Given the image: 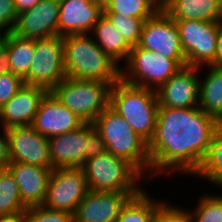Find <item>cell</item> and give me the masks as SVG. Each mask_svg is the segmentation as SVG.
Here are the masks:
<instances>
[{
    "label": "cell",
    "mask_w": 222,
    "mask_h": 222,
    "mask_svg": "<svg viewBox=\"0 0 222 222\" xmlns=\"http://www.w3.org/2000/svg\"><path fill=\"white\" fill-rule=\"evenodd\" d=\"M58 35L91 33L103 14V0H59Z\"/></svg>",
    "instance_id": "e0dca14e"
},
{
    "label": "cell",
    "mask_w": 222,
    "mask_h": 222,
    "mask_svg": "<svg viewBox=\"0 0 222 222\" xmlns=\"http://www.w3.org/2000/svg\"><path fill=\"white\" fill-rule=\"evenodd\" d=\"M0 222H26V211L2 214Z\"/></svg>",
    "instance_id": "74e56055"
},
{
    "label": "cell",
    "mask_w": 222,
    "mask_h": 222,
    "mask_svg": "<svg viewBox=\"0 0 222 222\" xmlns=\"http://www.w3.org/2000/svg\"><path fill=\"white\" fill-rule=\"evenodd\" d=\"M138 46L173 59L181 67L187 65L178 27L164 10L160 9L153 17L144 21Z\"/></svg>",
    "instance_id": "8fae6325"
},
{
    "label": "cell",
    "mask_w": 222,
    "mask_h": 222,
    "mask_svg": "<svg viewBox=\"0 0 222 222\" xmlns=\"http://www.w3.org/2000/svg\"><path fill=\"white\" fill-rule=\"evenodd\" d=\"M2 44L8 49L12 73L24 80L34 58L35 39L21 38L8 32Z\"/></svg>",
    "instance_id": "cb8c5ba5"
},
{
    "label": "cell",
    "mask_w": 222,
    "mask_h": 222,
    "mask_svg": "<svg viewBox=\"0 0 222 222\" xmlns=\"http://www.w3.org/2000/svg\"><path fill=\"white\" fill-rule=\"evenodd\" d=\"M2 132L0 133V170L6 169L7 165L11 162L9 156L8 137L5 129H2Z\"/></svg>",
    "instance_id": "d590c367"
},
{
    "label": "cell",
    "mask_w": 222,
    "mask_h": 222,
    "mask_svg": "<svg viewBox=\"0 0 222 222\" xmlns=\"http://www.w3.org/2000/svg\"><path fill=\"white\" fill-rule=\"evenodd\" d=\"M189 209L163 201L158 207L154 222H194Z\"/></svg>",
    "instance_id": "1f68e13d"
},
{
    "label": "cell",
    "mask_w": 222,
    "mask_h": 222,
    "mask_svg": "<svg viewBox=\"0 0 222 222\" xmlns=\"http://www.w3.org/2000/svg\"><path fill=\"white\" fill-rule=\"evenodd\" d=\"M19 187L7 169L0 170V215L26 211Z\"/></svg>",
    "instance_id": "83f0119b"
},
{
    "label": "cell",
    "mask_w": 222,
    "mask_h": 222,
    "mask_svg": "<svg viewBox=\"0 0 222 222\" xmlns=\"http://www.w3.org/2000/svg\"><path fill=\"white\" fill-rule=\"evenodd\" d=\"M65 78L63 37L35 39L34 58L24 83L51 91Z\"/></svg>",
    "instance_id": "9c48e42d"
},
{
    "label": "cell",
    "mask_w": 222,
    "mask_h": 222,
    "mask_svg": "<svg viewBox=\"0 0 222 222\" xmlns=\"http://www.w3.org/2000/svg\"><path fill=\"white\" fill-rule=\"evenodd\" d=\"M218 124L199 106L159 107L155 133L148 144L151 181L161 174L193 176L207 154Z\"/></svg>",
    "instance_id": "6da1fadb"
},
{
    "label": "cell",
    "mask_w": 222,
    "mask_h": 222,
    "mask_svg": "<svg viewBox=\"0 0 222 222\" xmlns=\"http://www.w3.org/2000/svg\"><path fill=\"white\" fill-rule=\"evenodd\" d=\"M205 193L199 197L194 210H191L194 222H222V195Z\"/></svg>",
    "instance_id": "f1b7e54d"
},
{
    "label": "cell",
    "mask_w": 222,
    "mask_h": 222,
    "mask_svg": "<svg viewBox=\"0 0 222 222\" xmlns=\"http://www.w3.org/2000/svg\"><path fill=\"white\" fill-rule=\"evenodd\" d=\"M24 80L14 73L0 75V108L24 85Z\"/></svg>",
    "instance_id": "d6a6232c"
},
{
    "label": "cell",
    "mask_w": 222,
    "mask_h": 222,
    "mask_svg": "<svg viewBox=\"0 0 222 222\" xmlns=\"http://www.w3.org/2000/svg\"><path fill=\"white\" fill-rule=\"evenodd\" d=\"M18 13L13 0H0V31L11 32L16 24Z\"/></svg>",
    "instance_id": "e575fe53"
},
{
    "label": "cell",
    "mask_w": 222,
    "mask_h": 222,
    "mask_svg": "<svg viewBox=\"0 0 222 222\" xmlns=\"http://www.w3.org/2000/svg\"><path fill=\"white\" fill-rule=\"evenodd\" d=\"M18 14L36 6L41 0H13Z\"/></svg>",
    "instance_id": "f35d334b"
},
{
    "label": "cell",
    "mask_w": 222,
    "mask_h": 222,
    "mask_svg": "<svg viewBox=\"0 0 222 222\" xmlns=\"http://www.w3.org/2000/svg\"><path fill=\"white\" fill-rule=\"evenodd\" d=\"M139 193L91 191L73 214V222H115L127 201Z\"/></svg>",
    "instance_id": "9a60e30c"
},
{
    "label": "cell",
    "mask_w": 222,
    "mask_h": 222,
    "mask_svg": "<svg viewBox=\"0 0 222 222\" xmlns=\"http://www.w3.org/2000/svg\"><path fill=\"white\" fill-rule=\"evenodd\" d=\"M198 67L184 66L156 90L159 107L191 108L199 106Z\"/></svg>",
    "instance_id": "4fadbf2b"
},
{
    "label": "cell",
    "mask_w": 222,
    "mask_h": 222,
    "mask_svg": "<svg viewBox=\"0 0 222 222\" xmlns=\"http://www.w3.org/2000/svg\"><path fill=\"white\" fill-rule=\"evenodd\" d=\"M222 21L175 20L188 66H215L217 34Z\"/></svg>",
    "instance_id": "ba28073f"
},
{
    "label": "cell",
    "mask_w": 222,
    "mask_h": 222,
    "mask_svg": "<svg viewBox=\"0 0 222 222\" xmlns=\"http://www.w3.org/2000/svg\"><path fill=\"white\" fill-rule=\"evenodd\" d=\"M93 125L106 143L108 152L131 163L144 177L146 176L143 178L145 181L151 180L148 143L120 114L108 105L93 121Z\"/></svg>",
    "instance_id": "3957f363"
},
{
    "label": "cell",
    "mask_w": 222,
    "mask_h": 222,
    "mask_svg": "<svg viewBox=\"0 0 222 222\" xmlns=\"http://www.w3.org/2000/svg\"><path fill=\"white\" fill-rule=\"evenodd\" d=\"M215 66L222 67V22L219 25L218 34H217Z\"/></svg>",
    "instance_id": "ab89813d"
},
{
    "label": "cell",
    "mask_w": 222,
    "mask_h": 222,
    "mask_svg": "<svg viewBox=\"0 0 222 222\" xmlns=\"http://www.w3.org/2000/svg\"><path fill=\"white\" fill-rule=\"evenodd\" d=\"M83 124L75 113L48 91L40 101L31 126L41 135L50 138L74 131Z\"/></svg>",
    "instance_id": "2e32d148"
},
{
    "label": "cell",
    "mask_w": 222,
    "mask_h": 222,
    "mask_svg": "<svg viewBox=\"0 0 222 222\" xmlns=\"http://www.w3.org/2000/svg\"><path fill=\"white\" fill-rule=\"evenodd\" d=\"M48 91L43 87L26 85L12 96L0 108L1 129L12 127L31 126L41 99Z\"/></svg>",
    "instance_id": "ac0fdd59"
},
{
    "label": "cell",
    "mask_w": 222,
    "mask_h": 222,
    "mask_svg": "<svg viewBox=\"0 0 222 222\" xmlns=\"http://www.w3.org/2000/svg\"><path fill=\"white\" fill-rule=\"evenodd\" d=\"M172 0H162L160 4V9L163 10Z\"/></svg>",
    "instance_id": "60d3db41"
},
{
    "label": "cell",
    "mask_w": 222,
    "mask_h": 222,
    "mask_svg": "<svg viewBox=\"0 0 222 222\" xmlns=\"http://www.w3.org/2000/svg\"><path fill=\"white\" fill-rule=\"evenodd\" d=\"M105 152H107V147L102 136L94 128L93 123H87V151L85 152V162Z\"/></svg>",
    "instance_id": "836d02e7"
},
{
    "label": "cell",
    "mask_w": 222,
    "mask_h": 222,
    "mask_svg": "<svg viewBox=\"0 0 222 222\" xmlns=\"http://www.w3.org/2000/svg\"><path fill=\"white\" fill-rule=\"evenodd\" d=\"M59 0H41L36 6L18 14L11 31L18 37L43 39L58 35Z\"/></svg>",
    "instance_id": "5bb4252c"
},
{
    "label": "cell",
    "mask_w": 222,
    "mask_h": 222,
    "mask_svg": "<svg viewBox=\"0 0 222 222\" xmlns=\"http://www.w3.org/2000/svg\"><path fill=\"white\" fill-rule=\"evenodd\" d=\"M5 32H1L0 31V46L2 45V43H3V39H4V36H5Z\"/></svg>",
    "instance_id": "b9f144b4"
},
{
    "label": "cell",
    "mask_w": 222,
    "mask_h": 222,
    "mask_svg": "<svg viewBox=\"0 0 222 222\" xmlns=\"http://www.w3.org/2000/svg\"><path fill=\"white\" fill-rule=\"evenodd\" d=\"M12 73L8 49L2 44L0 46V75Z\"/></svg>",
    "instance_id": "8d00e7d4"
},
{
    "label": "cell",
    "mask_w": 222,
    "mask_h": 222,
    "mask_svg": "<svg viewBox=\"0 0 222 222\" xmlns=\"http://www.w3.org/2000/svg\"><path fill=\"white\" fill-rule=\"evenodd\" d=\"M163 201L155 200L143 189L127 201L115 222H154L158 207Z\"/></svg>",
    "instance_id": "484cf974"
},
{
    "label": "cell",
    "mask_w": 222,
    "mask_h": 222,
    "mask_svg": "<svg viewBox=\"0 0 222 222\" xmlns=\"http://www.w3.org/2000/svg\"><path fill=\"white\" fill-rule=\"evenodd\" d=\"M163 10L173 20L222 21V0H172Z\"/></svg>",
    "instance_id": "44dd1931"
},
{
    "label": "cell",
    "mask_w": 222,
    "mask_h": 222,
    "mask_svg": "<svg viewBox=\"0 0 222 222\" xmlns=\"http://www.w3.org/2000/svg\"><path fill=\"white\" fill-rule=\"evenodd\" d=\"M66 77L99 80L111 86L120 79L121 66L106 54L90 33L63 37Z\"/></svg>",
    "instance_id": "7a4b0ae2"
},
{
    "label": "cell",
    "mask_w": 222,
    "mask_h": 222,
    "mask_svg": "<svg viewBox=\"0 0 222 222\" xmlns=\"http://www.w3.org/2000/svg\"><path fill=\"white\" fill-rule=\"evenodd\" d=\"M90 34L96 44L122 67L121 62L128 59L132 46L104 14L99 17Z\"/></svg>",
    "instance_id": "7402d4cb"
},
{
    "label": "cell",
    "mask_w": 222,
    "mask_h": 222,
    "mask_svg": "<svg viewBox=\"0 0 222 222\" xmlns=\"http://www.w3.org/2000/svg\"><path fill=\"white\" fill-rule=\"evenodd\" d=\"M109 106L149 144L155 133L159 108L156 90L135 86L120 78L110 88Z\"/></svg>",
    "instance_id": "277c9868"
},
{
    "label": "cell",
    "mask_w": 222,
    "mask_h": 222,
    "mask_svg": "<svg viewBox=\"0 0 222 222\" xmlns=\"http://www.w3.org/2000/svg\"><path fill=\"white\" fill-rule=\"evenodd\" d=\"M5 132L11 162H22L53 170L48 138L32 126L12 127L5 129Z\"/></svg>",
    "instance_id": "7c38bea8"
},
{
    "label": "cell",
    "mask_w": 222,
    "mask_h": 222,
    "mask_svg": "<svg viewBox=\"0 0 222 222\" xmlns=\"http://www.w3.org/2000/svg\"><path fill=\"white\" fill-rule=\"evenodd\" d=\"M89 188L82 168H55L51 171L44 206L74 214Z\"/></svg>",
    "instance_id": "30bf717a"
},
{
    "label": "cell",
    "mask_w": 222,
    "mask_h": 222,
    "mask_svg": "<svg viewBox=\"0 0 222 222\" xmlns=\"http://www.w3.org/2000/svg\"><path fill=\"white\" fill-rule=\"evenodd\" d=\"M193 177L205 179L210 184L222 188V123L217 125L207 154Z\"/></svg>",
    "instance_id": "d4e9b609"
},
{
    "label": "cell",
    "mask_w": 222,
    "mask_h": 222,
    "mask_svg": "<svg viewBox=\"0 0 222 222\" xmlns=\"http://www.w3.org/2000/svg\"><path fill=\"white\" fill-rule=\"evenodd\" d=\"M160 10L156 0H103V13H117L146 21Z\"/></svg>",
    "instance_id": "4316f807"
},
{
    "label": "cell",
    "mask_w": 222,
    "mask_h": 222,
    "mask_svg": "<svg viewBox=\"0 0 222 222\" xmlns=\"http://www.w3.org/2000/svg\"><path fill=\"white\" fill-rule=\"evenodd\" d=\"M26 222H73V214L44 205L31 206L26 209Z\"/></svg>",
    "instance_id": "4dcf8cb0"
},
{
    "label": "cell",
    "mask_w": 222,
    "mask_h": 222,
    "mask_svg": "<svg viewBox=\"0 0 222 222\" xmlns=\"http://www.w3.org/2000/svg\"><path fill=\"white\" fill-rule=\"evenodd\" d=\"M204 67H207L208 75L203 79L199 77V108L218 123H222V67Z\"/></svg>",
    "instance_id": "603a6c76"
},
{
    "label": "cell",
    "mask_w": 222,
    "mask_h": 222,
    "mask_svg": "<svg viewBox=\"0 0 222 222\" xmlns=\"http://www.w3.org/2000/svg\"><path fill=\"white\" fill-rule=\"evenodd\" d=\"M50 161L55 168H82L87 151V123L78 129L48 138Z\"/></svg>",
    "instance_id": "d6986e66"
},
{
    "label": "cell",
    "mask_w": 222,
    "mask_h": 222,
    "mask_svg": "<svg viewBox=\"0 0 222 222\" xmlns=\"http://www.w3.org/2000/svg\"><path fill=\"white\" fill-rule=\"evenodd\" d=\"M82 169L91 191L140 193L143 190L139 183L144 176L127 160L108 151L88 159Z\"/></svg>",
    "instance_id": "5b68a950"
},
{
    "label": "cell",
    "mask_w": 222,
    "mask_h": 222,
    "mask_svg": "<svg viewBox=\"0 0 222 222\" xmlns=\"http://www.w3.org/2000/svg\"><path fill=\"white\" fill-rule=\"evenodd\" d=\"M110 88L103 81L66 77L50 92L84 123H93L109 105Z\"/></svg>",
    "instance_id": "8992f818"
},
{
    "label": "cell",
    "mask_w": 222,
    "mask_h": 222,
    "mask_svg": "<svg viewBox=\"0 0 222 222\" xmlns=\"http://www.w3.org/2000/svg\"><path fill=\"white\" fill-rule=\"evenodd\" d=\"M120 78L132 85L157 90L182 67L158 52L133 46Z\"/></svg>",
    "instance_id": "52a82bcc"
},
{
    "label": "cell",
    "mask_w": 222,
    "mask_h": 222,
    "mask_svg": "<svg viewBox=\"0 0 222 222\" xmlns=\"http://www.w3.org/2000/svg\"><path fill=\"white\" fill-rule=\"evenodd\" d=\"M133 47L140 41L144 21L139 18L126 17L117 13H103Z\"/></svg>",
    "instance_id": "f546056e"
},
{
    "label": "cell",
    "mask_w": 222,
    "mask_h": 222,
    "mask_svg": "<svg viewBox=\"0 0 222 222\" xmlns=\"http://www.w3.org/2000/svg\"><path fill=\"white\" fill-rule=\"evenodd\" d=\"M6 169L16 181L27 207L44 204L51 169L22 162H10Z\"/></svg>",
    "instance_id": "ffe728a7"
}]
</instances>
